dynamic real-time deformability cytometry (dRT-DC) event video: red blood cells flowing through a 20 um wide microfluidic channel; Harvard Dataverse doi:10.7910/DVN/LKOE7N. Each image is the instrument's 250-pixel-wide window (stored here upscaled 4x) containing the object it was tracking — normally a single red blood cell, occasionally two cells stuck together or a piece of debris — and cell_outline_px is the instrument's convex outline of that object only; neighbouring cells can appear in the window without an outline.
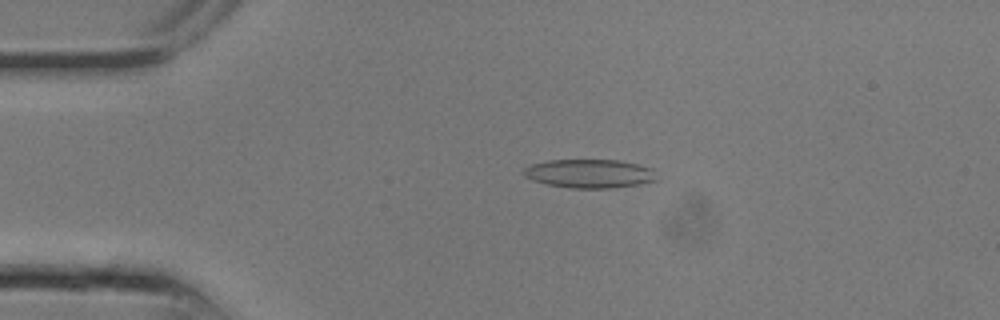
{"species": "common noctule bat (a hibernating species)", "species_latin": "Nyctalus noctula", "temperature_condition": "room temperature", "stored_images_in_passage": 8, "camera_frame_rate_fps": 3000, "um_per_image_px": 0.085, "animal": {"sex": "male", "body_mass_g": 13.3}, "frame": {"image": 1, "passage_image": 5, "time_ms": 1.333, "image_size_px": [1000, 320], "cell_outline_px": [[656, 180], [640, 184], [612, 188], [572, 188], [548, 184], [532, 180], [524, 176], [524, 168], [532, 164], [548, 160], [620, 160], [652, 168]], "centroid_in_image_um": [50.1, 14.75], "position_along_channel_um": 34.9, "area_um2": 22.08}}